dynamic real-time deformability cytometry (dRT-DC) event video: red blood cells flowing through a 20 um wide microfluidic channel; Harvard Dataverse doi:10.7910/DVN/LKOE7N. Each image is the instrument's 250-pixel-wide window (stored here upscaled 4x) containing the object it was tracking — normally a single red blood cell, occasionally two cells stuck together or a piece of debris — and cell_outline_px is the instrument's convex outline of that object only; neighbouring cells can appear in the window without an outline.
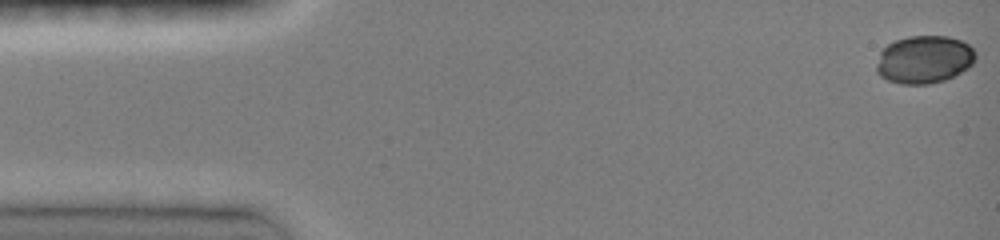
{"species": "common noctule bat (a hibernating species)", "species_latin": "Nyctalus noctula", "temperature_condition": "room temperature", "stored_images_in_passage": 44, "camera_frame_rate_fps": 3000, "um_per_image_px": 0.085, "animal": {"sex": "female", "body_mass_g": 19.0, "forearm_length_mm": 51.5}, "frame": {"image": 1, "passage_image": 1, "time_ms": 0.0, "image_size_px": [1000, 240], "cell_outline_px": [[976, 60], [968, 68], [944, 80], [928, 84], [900, 84], [888, 80], [880, 76], [876, 72], [876, 64], [880, 52], [888, 44], [896, 40], [908, 36], [948, 36], [960, 40], [968, 44], [976, 52]], "centroid_in_image_um": [78.55, 5.05], "position_along_channel_um": 6.5, "area_um2": 27.69}}
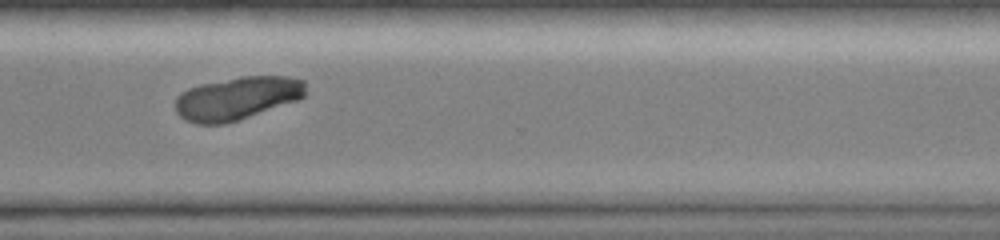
{"frame": {"image": 2, "passage_image": 35, "time_ms": 11.333, "image_size_px": [1000, 240], "cell_outline_px": [[304, 96], [296, 100], [224, 124], [196, 124], [184, 120], [176, 112], [176, 96], [180, 92], [188, 88], [200, 84], [240, 76], [288, 76], [304, 80]], "centroid_in_image_um": [20.09, 8.34], "position_along_channel_um": 350.5, "area_um2": 32.43}}
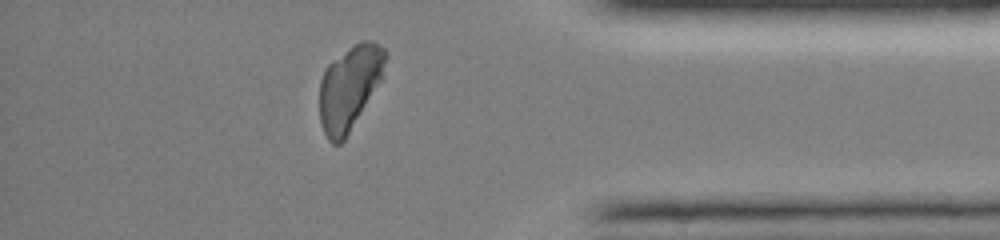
{"frame": {"image": 3, "passage_image": 40, "time_ms": 13.0, "image_size_px": [1000, 240], "cell_outline_px": [[384, 60], [380, 80], [344, 140], [340, 144], [332, 144], [328, 140], [324, 132], [320, 120], [320, 80], [328, 64], [348, 48], [360, 40], [372, 40], [384, 48]], "centroid_in_image_um": [29.66, 7.44], "position_along_channel_um": 405.5, "area_um2": 31.39}}